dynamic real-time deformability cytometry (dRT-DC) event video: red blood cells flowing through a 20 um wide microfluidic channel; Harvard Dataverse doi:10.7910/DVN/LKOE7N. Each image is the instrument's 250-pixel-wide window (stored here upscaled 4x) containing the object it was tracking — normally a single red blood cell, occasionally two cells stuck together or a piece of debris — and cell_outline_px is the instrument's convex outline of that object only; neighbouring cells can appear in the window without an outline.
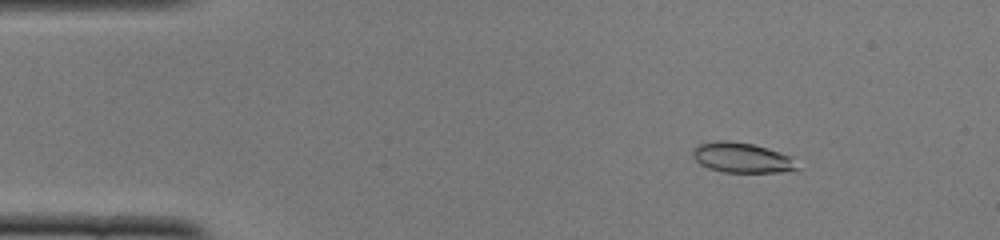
{"species": "common noctule bat (a hibernating species)", "species_latin": "Nyctalus noctula", "temperature_condition": "cold", "stored_images_in_passage": 14, "camera_frame_rate_fps": 3000, "um_per_image_px": 0.085, "animal": {"sex": "female", "body_mass_g": 22.0, "forearm_length_mm": 56.7}, "frame": {"image": 1, "passage_image": 7, "time_ms": 2.0, "image_size_px": [1000, 240], "cell_outline_px": [[800, 168], [780, 172], [724, 172], [708, 168], [700, 164], [692, 156], [692, 152], [700, 144], [716, 140], [728, 140], [752, 144], [768, 148], [792, 156]], "centroid_in_image_um": [63.08, 13.4], "position_along_channel_um": 21.9, "area_um2": 18.32}}